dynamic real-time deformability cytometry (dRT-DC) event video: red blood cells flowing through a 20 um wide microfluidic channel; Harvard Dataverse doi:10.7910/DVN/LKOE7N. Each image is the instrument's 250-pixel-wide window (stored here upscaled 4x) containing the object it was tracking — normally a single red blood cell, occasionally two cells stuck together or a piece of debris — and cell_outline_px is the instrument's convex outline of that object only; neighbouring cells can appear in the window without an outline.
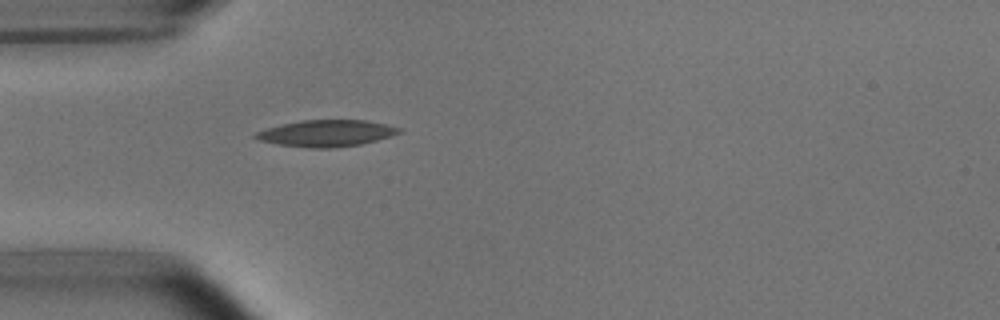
{"species": "common noctule bat (a hibernating species)", "species_latin": "Nyctalus noctula", "temperature_condition": "room temperature", "stored_images_in_passage": 39, "camera_frame_rate_fps": 3000, "um_per_image_px": 0.085, "animal": {"sex": "male", "body_mass_g": 15.6}, "frame": {"image": 1, "passage_image": 1, "time_ms": 0.0, "image_size_px": [1000, 320], "cell_outline_px": [[400, 132], [392, 136], [360, 144], [332, 148], [312, 148], [280, 144], [260, 140], [252, 136], [256, 132], [268, 128], [300, 120], [364, 120], [384, 124], [400, 128]], "centroid_in_image_um": [27.75, 11.32], "position_along_channel_um": 57.3, "area_um2": 21.79}}
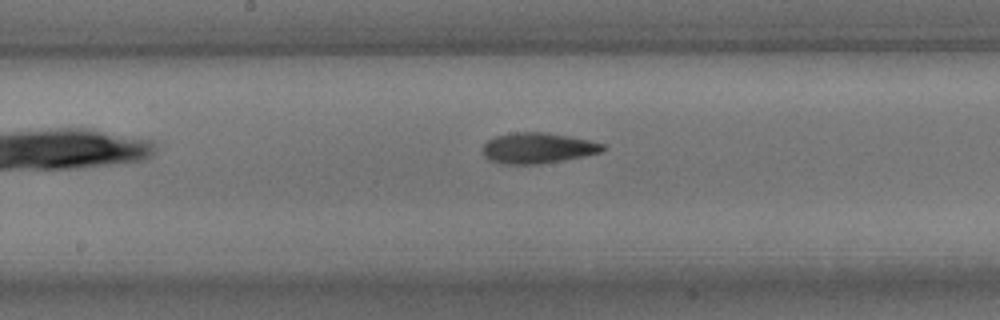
{"frame": {"image": 2, "passage_image": 13, "time_ms": 4.0, "image_size_px": [1000, 320], "cell_outline_px": [[608, 148], [600, 152], [584, 156], [564, 160], [540, 164], [504, 164], [488, 160], [484, 156], [484, 144], [488, 140], [496, 136], [516, 132], [544, 132], [568, 136], [588, 140], [604, 144]], "centroid_in_image_um": [45.72, 12.59], "position_along_channel_um": 202.5, "area_um2": 21.39}}
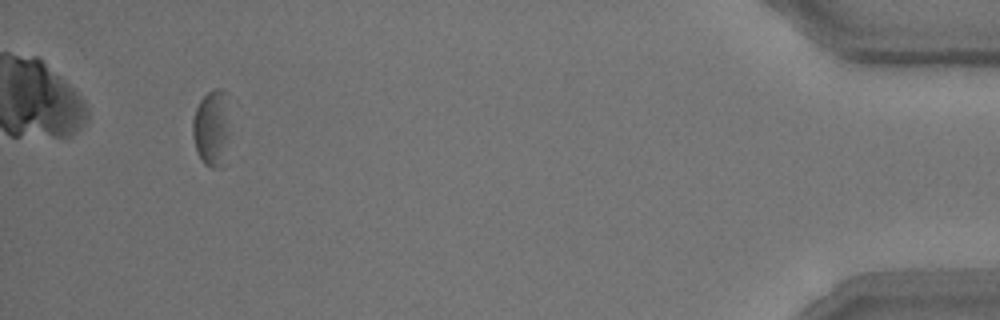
{"frame": {"image": 3, "passage_image": 36, "time_ms": 11.667, "image_size_px": [1000, 320], "cell_outline_px": [[228, 92], [224, 140], [220, 168], [212, 168], [204, 164], [200, 160], [192, 136], [192, 120], [196, 108], [200, 100], [208, 92], [216, 88], [224, 88]], "centroid_in_image_um": [17.9, 10.79], "position_along_channel_um": 417.3, "area_um2": 15.61}, "authors_computed_cell_mechanics": {"area_um2": 20.808, "velocity_mm_per_s": 3.7001, "shape_relaxation_time_tau1_ms": 2.9747, "shape_relaxation_time_tau2_ms": 3.8677, "deformation_change_tau1": 0.1076, "deformation_change_tau2": 0.1336}}